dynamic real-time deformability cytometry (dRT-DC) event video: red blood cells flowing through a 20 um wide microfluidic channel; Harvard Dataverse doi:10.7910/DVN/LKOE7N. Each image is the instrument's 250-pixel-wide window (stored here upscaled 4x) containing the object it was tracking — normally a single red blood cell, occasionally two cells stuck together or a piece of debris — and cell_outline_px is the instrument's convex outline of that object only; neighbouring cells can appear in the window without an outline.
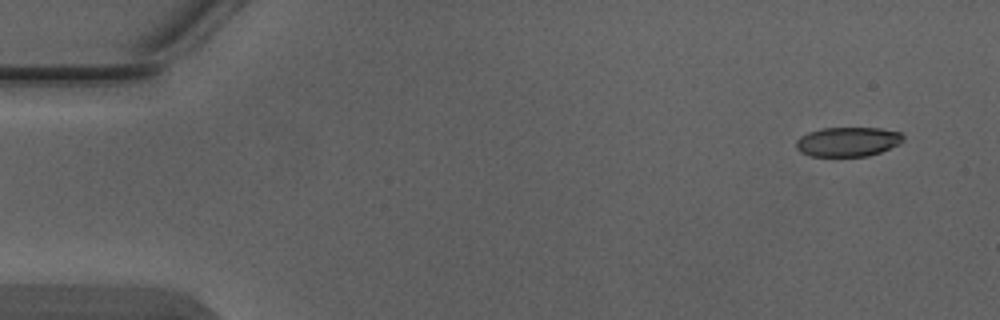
{"species": "Egyptian fruit bat (a non-hibernating species)", "species_latin": "Rousettus aegyptiacus", "temperature_condition": "warm", "stored_images_in_passage": 5, "camera_frame_rate_fps": 3000, "um_per_image_px": 0.085, "animal": {"sex": "male"}, "frame": {"image": 1, "passage_image": 1, "time_ms": 0.0, "image_size_px": [1000, 320], "cell_outline_px": [[904, 140], [900, 144], [880, 152], [868, 156], [812, 156], [800, 152], [796, 148], [796, 140], [800, 136], [808, 132], [820, 128], [880, 128], [900, 132], [904, 136]], "centroid_in_image_um": [72.06, 12.04], "position_along_channel_um": 12.9, "area_um2": 18.5}}
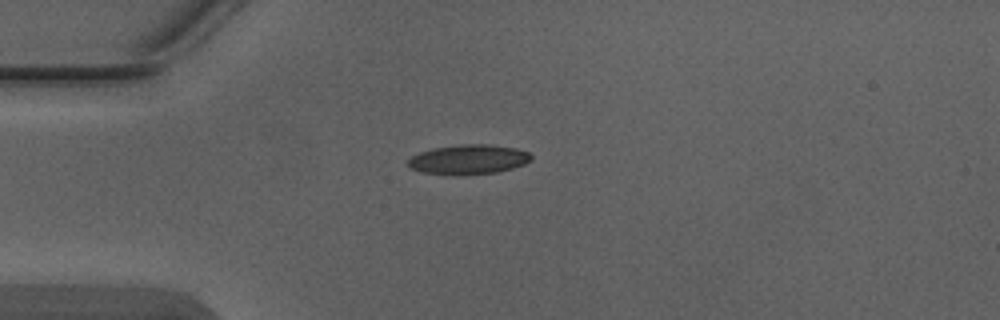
{"frame": {"image": 2, "passage_image": 4, "time_ms": 1.0, "image_size_px": [1000, 320], "cell_outline_px": [[532, 160], [524, 164], [512, 168], [496, 172], [452, 176], [420, 172], [408, 168], [408, 160], [412, 156], [420, 152], [436, 148], [460, 144], [488, 144], [516, 148], [528, 152], [532, 156]], "centroid_in_image_um": [39.8, 13.57], "position_along_channel_um": 45.2, "area_um2": 21.44}}